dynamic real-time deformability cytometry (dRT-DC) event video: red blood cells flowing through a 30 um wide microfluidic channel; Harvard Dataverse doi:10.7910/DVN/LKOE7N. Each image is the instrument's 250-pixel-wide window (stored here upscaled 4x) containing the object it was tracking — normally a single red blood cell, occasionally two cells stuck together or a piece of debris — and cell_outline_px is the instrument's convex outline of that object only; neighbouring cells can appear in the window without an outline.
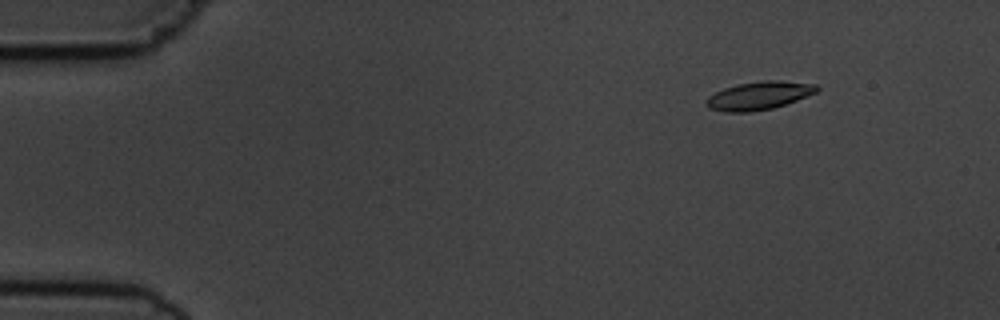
{"species": "common noctule bat (a hibernating species)", "species_latin": "Nyctalus noctula", "temperature_condition": "cold", "stored_images_in_passage": 9, "camera_frame_rate_fps": 3000, "um_per_image_px": 0.085, "animal": {"sex": "male", "body_mass_g": 19.5, "forearm_length_mm": 54.6}, "frame": {"image": 1, "passage_image": 2, "time_ms": 1.333, "image_size_px": [1000, 320], "cell_outline_px": [[820, 88], [816, 92], [796, 100], [772, 108], [748, 112], [724, 112], [708, 108], [704, 104], [704, 100], [708, 96], [724, 88], [736, 84], [764, 80], [776, 80], [816, 84]], "centroid_in_image_um": [64.45, 8.12], "position_along_channel_um": 20.5, "area_um2": 18.15}}
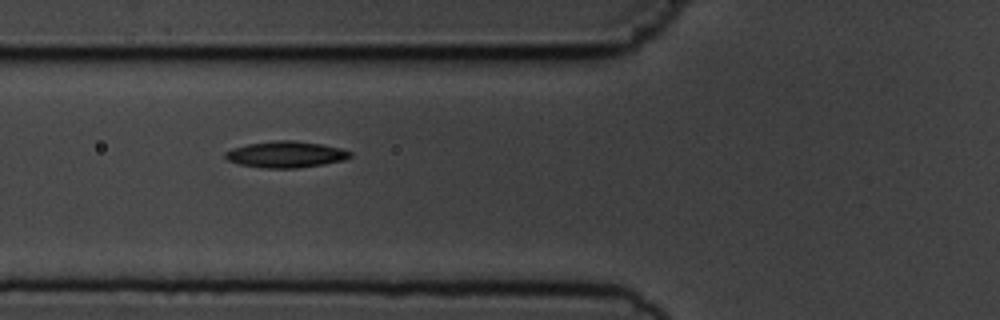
{"frame": {"image": 2, "passage_image": 6, "time_ms": 6.0, "image_size_px": [1000, 320], "cell_outline_px": [[352, 156], [344, 160], [324, 164], [296, 168], [260, 168], [240, 164], [228, 160], [224, 156], [224, 152], [232, 148], [248, 144], [276, 140], [292, 140], [320, 144], [340, 148], [352, 152]], "centroid_in_image_um": [24.28, 13.13], "position_along_channel_um": 101.5, "area_um2": 19.13}}
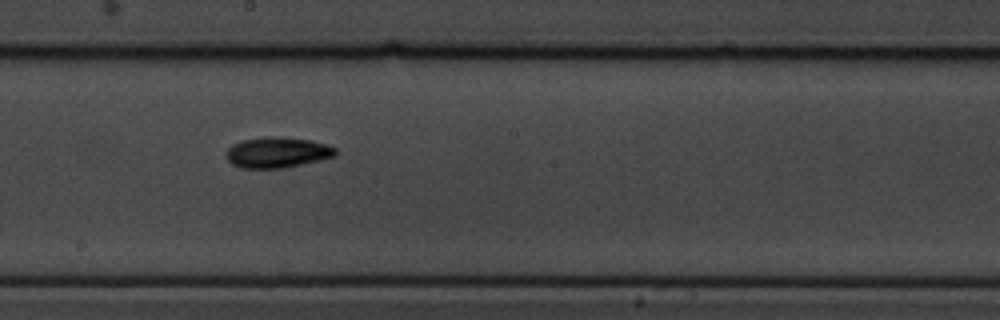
{"frame": {"image": 3, "passage_image": 9, "time_ms": 9.333, "image_size_px": [1000, 320], "cell_outline_px": [[336, 156], [320, 160], [284, 168], [240, 168], [232, 164], [228, 160], [228, 148], [232, 144], [240, 140], [272, 136], [280, 136], [308, 140], [324, 144], [336, 148]], "centroid_in_image_um": [23.56, 12.96], "position_along_channel_um": 224.6, "area_um2": 19.42}}